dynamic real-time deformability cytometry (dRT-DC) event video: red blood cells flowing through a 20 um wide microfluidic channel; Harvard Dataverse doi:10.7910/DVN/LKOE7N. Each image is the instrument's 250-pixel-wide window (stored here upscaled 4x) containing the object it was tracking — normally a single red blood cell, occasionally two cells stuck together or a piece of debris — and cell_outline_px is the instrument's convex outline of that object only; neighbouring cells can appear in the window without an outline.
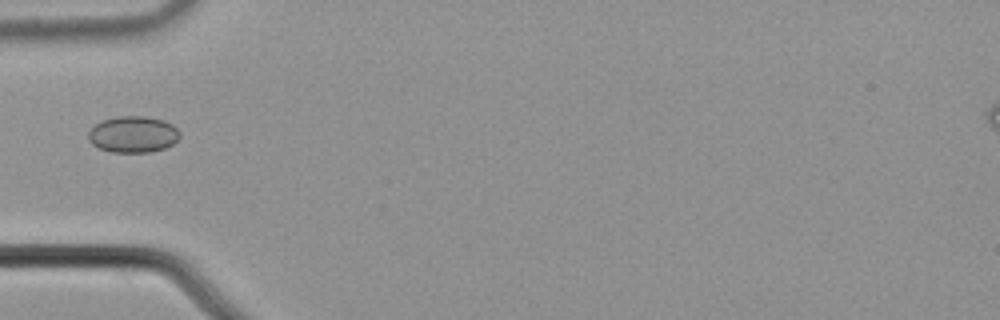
{"species": "common noctule bat (a hibernating species)", "species_latin": "Nyctalus noctula", "temperature_condition": "cold", "stored_images_in_passage": 2, "camera_frame_rate_fps": 3000, "um_per_image_px": 0.085, "animal": {"sex": "male", "body_mass_g": 21.5, "forearm_length_mm": 52.0}, "frame": {"image": 1, "passage_image": 2, "time_ms": 0.333, "image_size_px": [1000, 320], "cell_outline_px": [[180, 136], [172, 144], [164, 148], [148, 152], [112, 152], [100, 148], [92, 144], [88, 140], [88, 132], [100, 120], [116, 116], [144, 116], [164, 120], [172, 124], [180, 132]], "centroid_in_image_um": [11.3, 11.41], "position_along_channel_um": 73.7, "area_um2": 19.42}}